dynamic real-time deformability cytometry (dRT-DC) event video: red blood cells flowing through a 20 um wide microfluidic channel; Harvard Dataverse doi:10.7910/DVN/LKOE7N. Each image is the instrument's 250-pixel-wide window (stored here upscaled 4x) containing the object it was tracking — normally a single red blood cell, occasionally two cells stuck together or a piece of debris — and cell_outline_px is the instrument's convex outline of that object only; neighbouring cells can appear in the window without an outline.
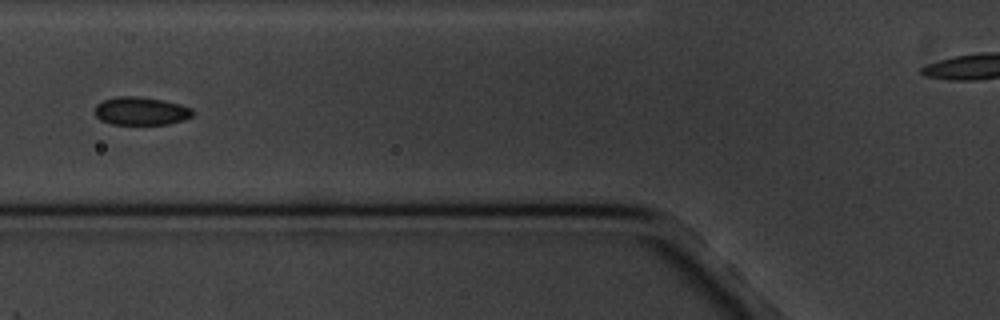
{"species": "common noctule bat (a hibernating species)", "species_latin": "Nyctalus noctula", "temperature_condition": "cold", "stored_images_in_passage": 14, "segment_of_instrument_passage": [1, 2], "camera_frame_rate_fps": 3000, "um_per_image_px": 0.085, "animal": {"sex": "male", "body_mass_g": 20.1, "forearm_length_mm": 53.5}, "frame": {"image": 1, "passage_image": 7, "time_ms": 7.0, "image_size_px": [1000, 320], "cell_outline_px": [[192, 116], [184, 120], [168, 124], [112, 124], [100, 120], [96, 116], [96, 104], [104, 100], [116, 96], [136, 96], [164, 100], [180, 104], [192, 108]], "centroid_in_image_um": [11.99, 9.43], "position_along_channel_um": 113.8, "area_um2": 16.01}}
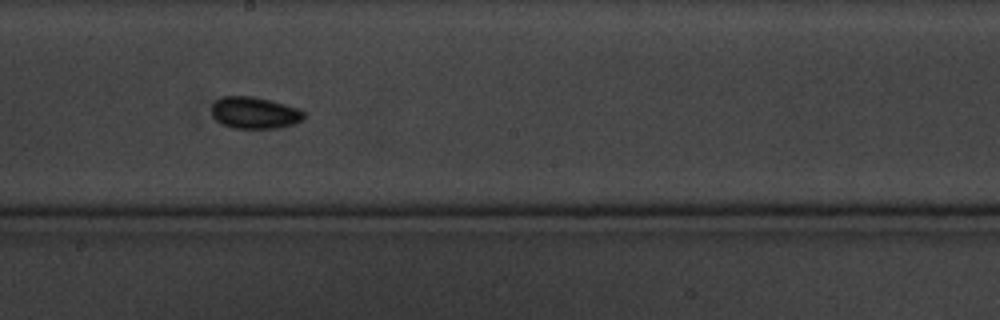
{"frame": {"image": 2, "passage_image": 10, "time_ms": 10.333, "image_size_px": [1000, 320], "cell_outline_px": [[304, 120], [292, 124], [276, 128], [232, 128], [216, 120], [212, 116], [212, 104], [216, 100], [224, 96], [252, 96], [284, 104], [296, 108], [304, 112]], "centroid_in_image_um": [21.62, 9.59], "position_along_channel_um": 226.6, "area_um2": 16.88}}
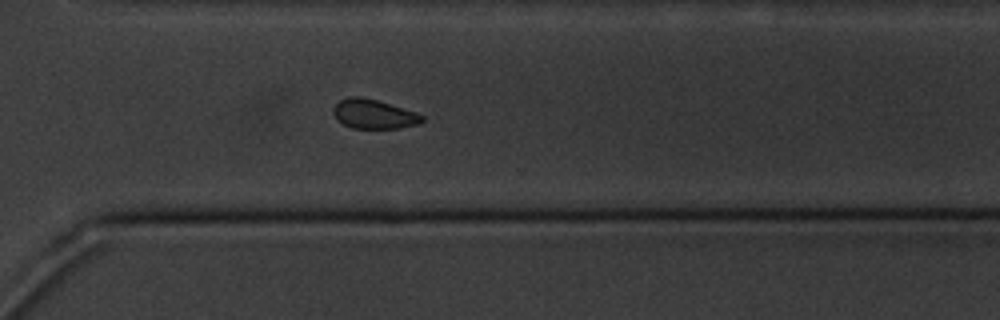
{"frame": {"image": 3, "passage_image": 13, "time_ms": 13.667, "image_size_px": [1000, 320], "cell_outline_px": [[424, 120], [420, 124], [396, 128], [352, 128], [336, 120], [332, 112], [332, 108], [340, 100], [348, 96], [360, 96], [376, 100], [416, 112], [424, 116]], "centroid_in_image_um": [31.74, 9.69], "position_along_channel_um": 338.9, "area_um2": 15.2}}